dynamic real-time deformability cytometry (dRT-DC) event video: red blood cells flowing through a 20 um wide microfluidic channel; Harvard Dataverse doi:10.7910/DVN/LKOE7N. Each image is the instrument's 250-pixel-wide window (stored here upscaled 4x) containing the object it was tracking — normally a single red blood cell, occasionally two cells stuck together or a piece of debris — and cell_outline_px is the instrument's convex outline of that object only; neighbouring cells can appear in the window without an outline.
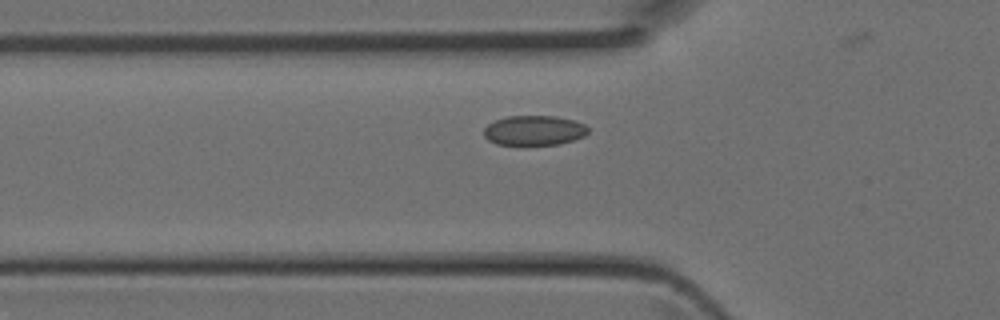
{"species": "Egyptian fruit bat (a non-hibernating species)", "species_latin": "Rousettus aegyptiacus", "temperature_condition": "room temperature", "stored_images_in_passage": 30, "camera_frame_rate_fps": 3000, "um_per_image_px": 0.085, "animal": {"sex": "female"}, "frame": {"image": 1, "passage_image": 3, "time_ms": 0.667, "image_size_px": [1000, 320], "cell_outline_px": [[588, 132], [584, 136], [560, 144], [496, 144], [488, 140], [484, 136], [484, 128], [488, 124], [496, 120], [508, 116], [556, 116], [572, 120], [584, 124], [588, 128]], "centroid_in_image_um": [45.39, 11.08], "position_along_channel_um": 80.4, "area_um2": 17.92}}
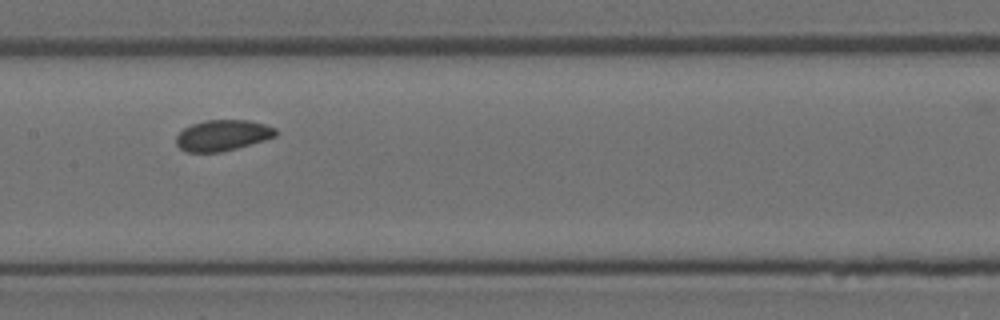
{"frame": {"image": 2, "passage_image": 10, "time_ms": 3.0, "image_size_px": [1000, 320], "cell_outline_px": [[276, 136], [264, 140], [236, 148], [220, 152], [188, 152], [180, 148], [176, 144], [176, 136], [184, 128], [192, 124], [204, 120], [248, 120], [264, 124], [276, 128]], "centroid_in_image_um": [18.9, 11.5], "position_along_channel_um": 188.5, "area_um2": 17.8}}
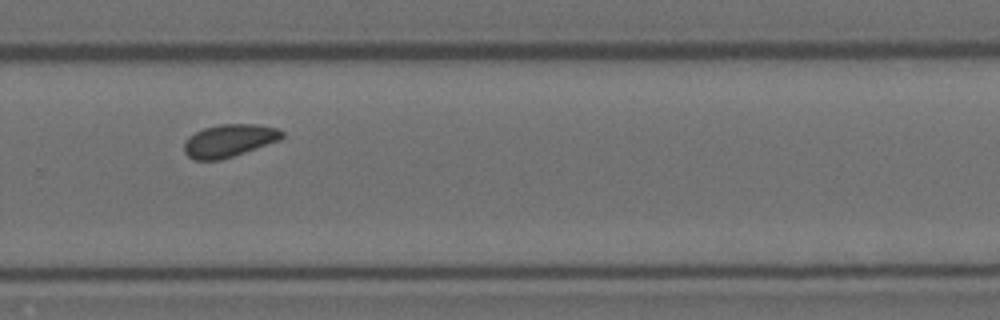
{"frame": {"image": 3, "passage_image": 18, "time_ms": 5.667, "image_size_px": [1000, 320], "cell_outline_px": [[284, 136], [280, 140], [220, 160], [196, 160], [188, 156], [184, 152], [184, 144], [188, 136], [204, 128], [220, 124], [256, 124], [280, 128], [284, 132]], "centroid_in_image_um": [19.49, 11.94], "position_along_channel_um": 310.3, "area_um2": 18.61}}